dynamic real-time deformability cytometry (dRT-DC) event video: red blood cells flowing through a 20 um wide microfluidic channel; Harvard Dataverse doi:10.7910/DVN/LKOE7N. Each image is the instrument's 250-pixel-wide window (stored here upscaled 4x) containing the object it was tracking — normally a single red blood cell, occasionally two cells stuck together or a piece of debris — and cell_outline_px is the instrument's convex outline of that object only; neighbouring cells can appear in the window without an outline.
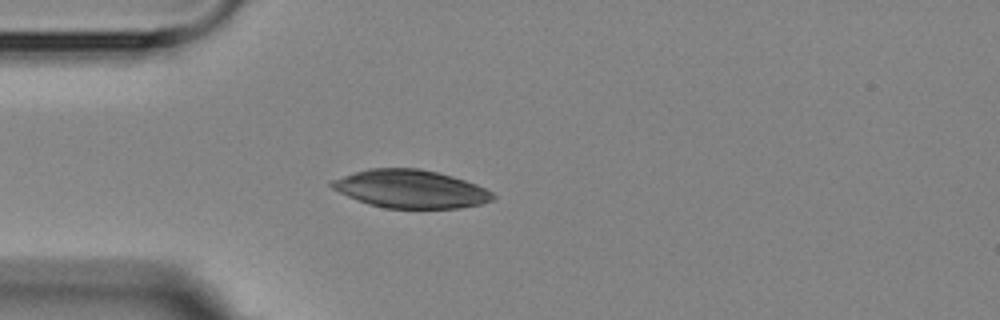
{"species": "Egyptian fruit bat (a non-hibernating species)", "species_latin": "Rousettus aegyptiacus", "temperature_condition": "room temperature", "stored_images_in_passage": 5, "camera_frame_rate_fps": 3000, "um_per_image_px": 0.085, "animal": {"sex": "female"}, "frame": {"image": 1, "passage_image": 4, "time_ms": 4.333, "image_size_px": [1000, 320], "cell_outline_px": [[496, 200], [480, 204], [460, 208], [384, 208], [368, 204], [348, 196], [332, 188], [328, 184], [332, 180], [368, 168], [420, 168], [452, 176], [476, 184], [492, 192], [496, 196]], "centroid_in_image_um": [34.93, 16.07], "position_along_channel_um": 50.1, "area_um2": 35.66}}